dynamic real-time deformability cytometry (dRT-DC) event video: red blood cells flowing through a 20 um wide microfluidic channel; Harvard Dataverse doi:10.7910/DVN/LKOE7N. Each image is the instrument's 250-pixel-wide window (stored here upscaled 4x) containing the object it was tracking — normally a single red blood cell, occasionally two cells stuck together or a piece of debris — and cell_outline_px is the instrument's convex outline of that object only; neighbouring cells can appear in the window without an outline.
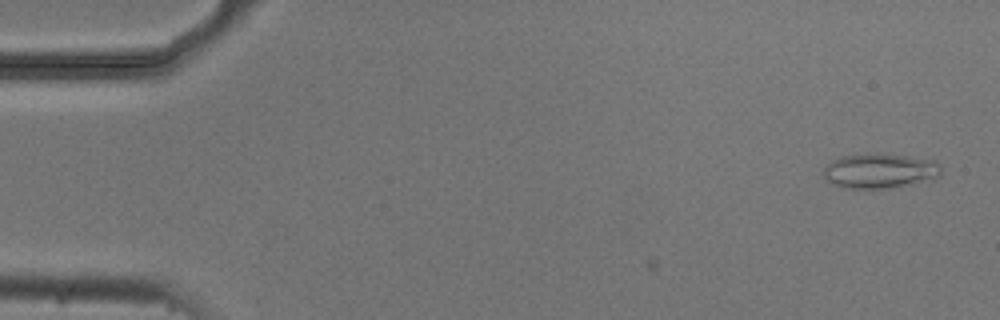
{"species": "common noctule bat (a hibernating species)", "species_latin": "Nyctalus noctula", "temperature_condition": "cold", "stored_images_in_passage": 4, "camera_frame_rate_fps": 3000, "um_per_image_px": 0.085, "animal": {"sex": "male", "body_mass_g": 20.5, "forearm_length_mm": 52.5}, "frame": {"image": 1, "passage_image": 1, "time_ms": 0.0, "image_size_px": [1000, 320], "cell_outline_px": [[940, 176], [892, 188], [844, 188], [832, 184], [824, 176], [824, 168], [832, 160], [840, 156], [884, 152], [912, 156], [936, 160], [940, 164]], "centroid_in_image_um": [74.78, 14.49], "position_along_channel_um": 10.2, "area_um2": 24.04}}